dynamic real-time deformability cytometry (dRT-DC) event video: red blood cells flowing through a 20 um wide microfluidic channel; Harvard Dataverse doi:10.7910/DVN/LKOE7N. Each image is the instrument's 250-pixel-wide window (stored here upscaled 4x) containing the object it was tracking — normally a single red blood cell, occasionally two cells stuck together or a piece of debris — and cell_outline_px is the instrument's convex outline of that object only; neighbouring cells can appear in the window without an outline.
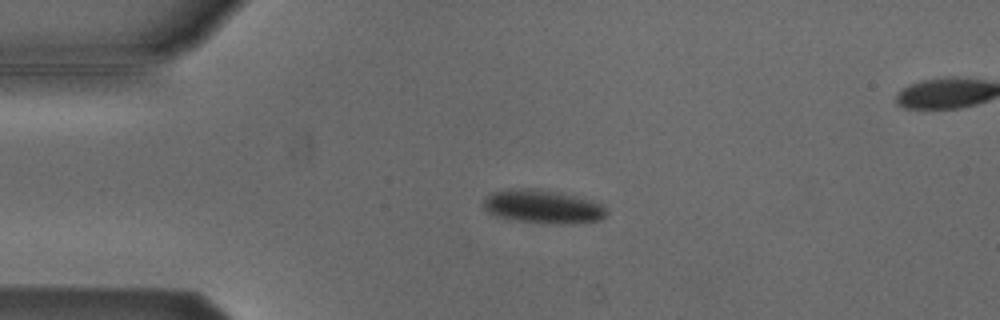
{"species": "Egyptian fruit bat (a non-hibernating species)", "species_latin": "Rousettus aegyptiacus", "temperature_condition": "cold", "stored_images_in_passage": 6, "camera_frame_rate_fps": 3000, "um_per_image_px": 0.085, "animal": {"sex": "male"}, "frame": {"image": 1, "passage_image": 4, "time_ms": 1.0, "image_size_px": [1000, 320], "cell_outline_px": [[608, 212], [600, 220], [564, 224], [556, 224], [512, 220], [496, 216], [488, 212], [480, 204], [492, 192], [508, 188], [532, 188], [556, 192], [604, 204]], "centroid_in_image_um": [46.09, 17.56], "position_along_channel_um": 38.9, "area_um2": 23.99}}